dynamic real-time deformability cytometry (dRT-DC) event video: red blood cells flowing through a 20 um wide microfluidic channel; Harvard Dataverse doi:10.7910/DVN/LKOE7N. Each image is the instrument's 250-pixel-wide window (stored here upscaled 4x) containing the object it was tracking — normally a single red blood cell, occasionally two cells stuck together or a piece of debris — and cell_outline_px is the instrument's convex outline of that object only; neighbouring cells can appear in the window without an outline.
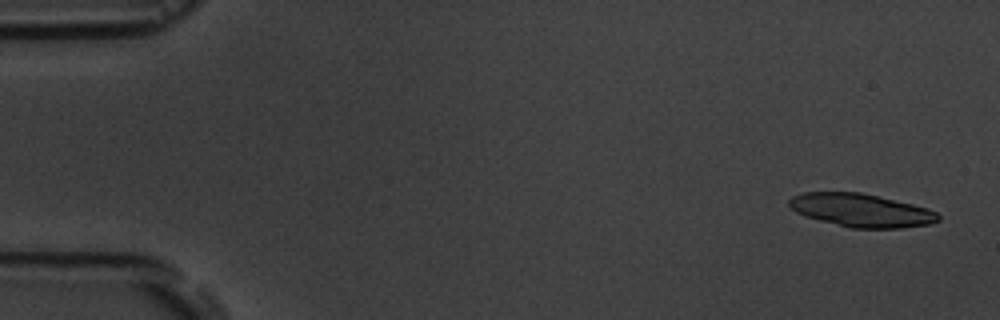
{"species": "common noctule bat (a hibernating species)", "species_latin": "Nyctalus noctula", "temperature_condition": "room temperature", "stored_images_in_passage": 5, "camera_frame_rate_fps": 3000, "um_per_image_px": 0.085, "animal": {"sex": "male", "body_mass_g": 19.5, "forearm_length_mm": 54.6}, "frame": {"image": 1, "passage_image": 1, "time_ms": 0.0, "image_size_px": [1000, 320], "cell_outline_px": [[940, 220], [928, 224], [900, 228], [852, 228], [804, 216], [796, 212], [788, 204], [788, 200], [792, 196], [804, 192], [860, 192], [912, 204], [928, 208], [936, 212], [940, 216]], "centroid_in_image_um": [73.19, 17.87], "position_along_channel_um": 11.8, "area_um2": 28.67}}